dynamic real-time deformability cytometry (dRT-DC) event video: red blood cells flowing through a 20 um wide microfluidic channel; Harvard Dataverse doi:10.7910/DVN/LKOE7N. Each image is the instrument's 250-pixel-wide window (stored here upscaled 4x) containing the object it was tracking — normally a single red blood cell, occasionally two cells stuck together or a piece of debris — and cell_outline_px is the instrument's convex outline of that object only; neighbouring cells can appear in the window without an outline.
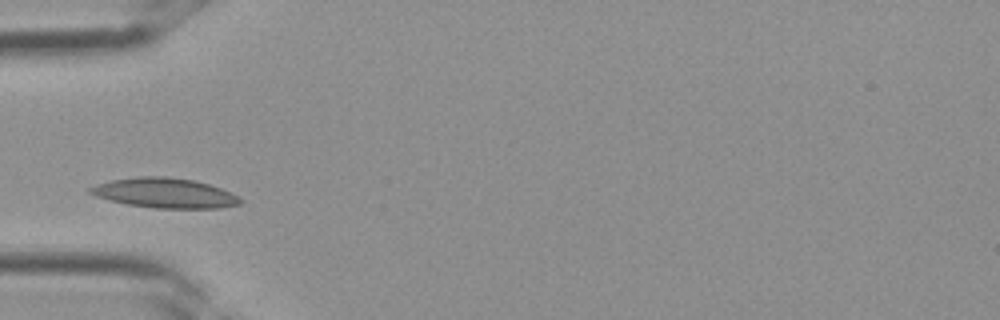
{"species": "Egyptian fruit bat (a non-hibernating species)", "species_latin": "Rousettus aegyptiacus", "temperature_condition": "room temperature", "stored_images_in_passage": 1, "camera_frame_rate_fps": 3000, "um_per_image_px": 0.085, "frame": {"image": 1, "passage_image": 1, "time_ms": 0.0, "image_size_px": [1000, 320], "cell_outline_px": [[244, 200], [240, 204], [220, 208], [152, 208], [128, 204], [108, 200], [96, 196], [88, 192], [88, 188], [96, 184], [112, 180], [140, 176], [164, 176], [192, 180], [208, 184], [220, 188]], "centroid_in_image_um": [13.97, 16.41], "position_along_channel_um": 71.0, "area_um2": 25.95}}